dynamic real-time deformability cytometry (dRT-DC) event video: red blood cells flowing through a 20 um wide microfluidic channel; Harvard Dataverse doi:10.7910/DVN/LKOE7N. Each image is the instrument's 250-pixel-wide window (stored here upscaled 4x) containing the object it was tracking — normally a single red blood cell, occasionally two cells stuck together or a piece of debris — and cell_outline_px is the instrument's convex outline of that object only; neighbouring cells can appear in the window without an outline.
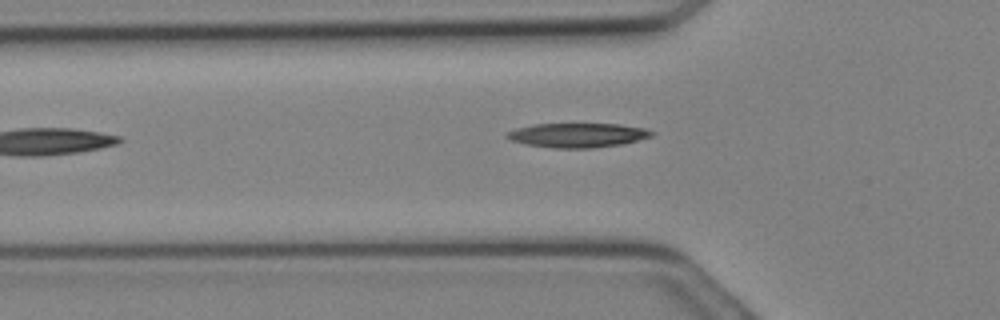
{"species": "Egyptian fruit bat (a non-hibernating species)", "species_latin": "Rousettus aegyptiacus", "temperature_condition": "cold", "stored_images_in_passage": 5, "camera_frame_rate_fps": 3000, "um_per_image_px": 0.085, "animal": {"sex": "female"}, "frame": {"image": 1, "passage_image": 5, "time_ms": 1.333, "image_size_px": [1000, 320], "cell_outline_px": [[656, 132], [652, 136], [620, 144], [592, 148], [556, 148], [524, 144], [512, 140], [504, 136], [504, 132], [516, 128], [532, 124], [620, 124], [644, 128]], "centroid_in_image_um": [49.05, 11.48], "position_along_channel_um": 76.8, "area_um2": 20.52}}